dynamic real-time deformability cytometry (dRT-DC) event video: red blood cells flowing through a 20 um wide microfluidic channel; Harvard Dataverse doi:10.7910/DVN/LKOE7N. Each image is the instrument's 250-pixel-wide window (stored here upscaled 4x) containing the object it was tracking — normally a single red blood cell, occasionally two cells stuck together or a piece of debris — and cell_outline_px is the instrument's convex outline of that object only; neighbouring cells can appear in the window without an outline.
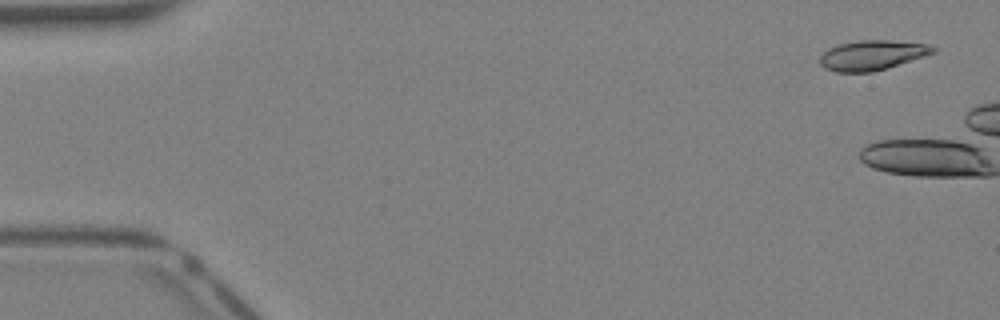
{"species": "Egyptian fruit bat (a non-hibernating species)", "species_latin": "Rousettus aegyptiacus", "temperature_condition": "warm", "stored_images_in_passage": 4, "camera_frame_rate_fps": 3000, "um_per_image_px": 0.085, "animal": {"sex": "female"}, "frame": {"image": 1, "passage_image": 1, "time_ms": 0.0, "image_size_px": [1000, 320], "cell_outline_px": [[936, 52], [924, 56], [872, 72], [836, 72], [824, 68], [820, 64], [820, 56], [828, 48], [840, 44], [860, 40], [888, 40], [928, 44], [936, 48]], "centroid_in_image_um": [74.11, 4.69], "position_along_channel_um": 10.9, "area_um2": 19.48}}